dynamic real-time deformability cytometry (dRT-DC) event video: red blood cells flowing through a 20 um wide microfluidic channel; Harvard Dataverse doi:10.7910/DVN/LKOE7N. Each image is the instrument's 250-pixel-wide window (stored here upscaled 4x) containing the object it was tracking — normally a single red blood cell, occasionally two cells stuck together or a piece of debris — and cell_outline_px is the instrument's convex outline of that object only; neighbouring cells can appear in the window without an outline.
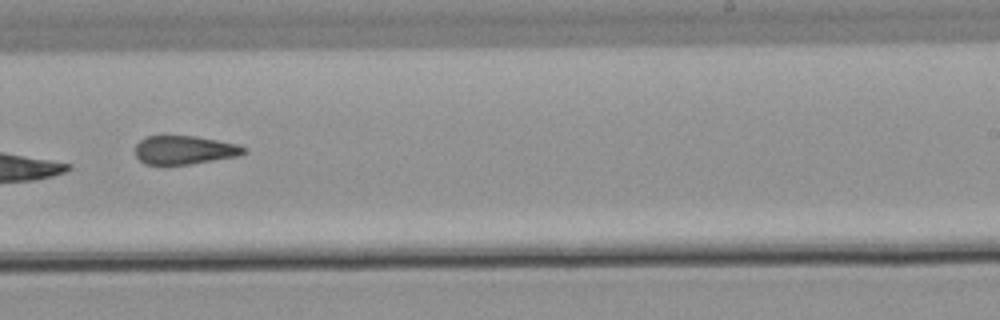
{"species": "common noctule bat (a hibernating species)", "species_latin": "Nyctalus noctula", "temperature_condition": "warm", "stored_images_in_passage": 9, "camera_frame_rate_fps": 3000, "um_per_image_px": 0.085, "animal": {"sex": "male", "body_mass_g": 21.5, "forearm_length_mm": 52.0}, "frame": {"image": 1, "passage_image": 9, "time_ms": 10.333, "image_size_px": [1000, 320], "cell_outline_px": [[244, 152], [236, 156], [188, 164], [144, 164], [136, 156], [136, 144], [144, 136], [164, 132], [196, 136], [240, 144], [244, 148]], "centroid_in_image_um": [15.59, 12.68], "position_along_channel_um": 273.4, "area_um2": 18.61}}